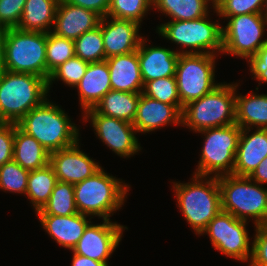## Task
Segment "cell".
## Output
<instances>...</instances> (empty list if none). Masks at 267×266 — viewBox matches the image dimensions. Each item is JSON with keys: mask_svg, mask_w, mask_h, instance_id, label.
<instances>
[{"mask_svg": "<svg viewBox=\"0 0 267 266\" xmlns=\"http://www.w3.org/2000/svg\"><path fill=\"white\" fill-rule=\"evenodd\" d=\"M249 178L260 185L267 184V156L260 162Z\"/></svg>", "mask_w": 267, "mask_h": 266, "instance_id": "7bdbcfd3", "label": "cell"}, {"mask_svg": "<svg viewBox=\"0 0 267 266\" xmlns=\"http://www.w3.org/2000/svg\"><path fill=\"white\" fill-rule=\"evenodd\" d=\"M42 228L60 246L72 249L82 237L87 225L91 222L89 216L76 213L69 216L38 215Z\"/></svg>", "mask_w": 267, "mask_h": 266, "instance_id": "44dd1931", "label": "cell"}, {"mask_svg": "<svg viewBox=\"0 0 267 266\" xmlns=\"http://www.w3.org/2000/svg\"><path fill=\"white\" fill-rule=\"evenodd\" d=\"M235 84V116L236 124L241 129H267V94L249 93L245 96L236 94ZM253 126V127H251Z\"/></svg>", "mask_w": 267, "mask_h": 266, "instance_id": "cb8c5ba5", "label": "cell"}, {"mask_svg": "<svg viewBox=\"0 0 267 266\" xmlns=\"http://www.w3.org/2000/svg\"><path fill=\"white\" fill-rule=\"evenodd\" d=\"M100 25L106 59L138 49L143 38L139 35L141 26L138 22L105 16Z\"/></svg>", "mask_w": 267, "mask_h": 266, "instance_id": "2e32d148", "label": "cell"}, {"mask_svg": "<svg viewBox=\"0 0 267 266\" xmlns=\"http://www.w3.org/2000/svg\"><path fill=\"white\" fill-rule=\"evenodd\" d=\"M89 62L74 56L57 67L48 79V92H50L51 84L55 80H61L67 86L75 87L84 76Z\"/></svg>", "mask_w": 267, "mask_h": 266, "instance_id": "d590c367", "label": "cell"}, {"mask_svg": "<svg viewBox=\"0 0 267 266\" xmlns=\"http://www.w3.org/2000/svg\"><path fill=\"white\" fill-rule=\"evenodd\" d=\"M142 94L167 104H181L175 76L158 78L144 84Z\"/></svg>", "mask_w": 267, "mask_h": 266, "instance_id": "e575fe53", "label": "cell"}, {"mask_svg": "<svg viewBox=\"0 0 267 266\" xmlns=\"http://www.w3.org/2000/svg\"><path fill=\"white\" fill-rule=\"evenodd\" d=\"M17 125L27 135L34 137L49 153L70 147L80 140L76 124L48 98L32 108Z\"/></svg>", "mask_w": 267, "mask_h": 266, "instance_id": "6da1fadb", "label": "cell"}, {"mask_svg": "<svg viewBox=\"0 0 267 266\" xmlns=\"http://www.w3.org/2000/svg\"><path fill=\"white\" fill-rule=\"evenodd\" d=\"M212 4V7L214 8V6L216 5V4H218L221 0H209Z\"/></svg>", "mask_w": 267, "mask_h": 266, "instance_id": "7dc6e473", "label": "cell"}, {"mask_svg": "<svg viewBox=\"0 0 267 266\" xmlns=\"http://www.w3.org/2000/svg\"><path fill=\"white\" fill-rule=\"evenodd\" d=\"M159 36L189 50L179 53L213 54L223 52L222 27L209 20V14L194 20L168 21L157 27ZM194 49V50H193Z\"/></svg>", "mask_w": 267, "mask_h": 266, "instance_id": "ba28073f", "label": "cell"}, {"mask_svg": "<svg viewBox=\"0 0 267 266\" xmlns=\"http://www.w3.org/2000/svg\"><path fill=\"white\" fill-rule=\"evenodd\" d=\"M75 56L89 63L106 60L101 25L74 40Z\"/></svg>", "mask_w": 267, "mask_h": 266, "instance_id": "1f68e13d", "label": "cell"}, {"mask_svg": "<svg viewBox=\"0 0 267 266\" xmlns=\"http://www.w3.org/2000/svg\"><path fill=\"white\" fill-rule=\"evenodd\" d=\"M106 61L109 67L112 90L142 93L144 83L141 77L137 50L110 57Z\"/></svg>", "mask_w": 267, "mask_h": 266, "instance_id": "7402d4cb", "label": "cell"}, {"mask_svg": "<svg viewBox=\"0 0 267 266\" xmlns=\"http://www.w3.org/2000/svg\"><path fill=\"white\" fill-rule=\"evenodd\" d=\"M78 89L81 109L85 112L94 108L102 97L112 90L107 61L89 63Z\"/></svg>", "mask_w": 267, "mask_h": 266, "instance_id": "603a6c76", "label": "cell"}, {"mask_svg": "<svg viewBox=\"0 0 267 266\" xmlns=\"http://www.w3.org/2000/svg\"><path fill=\"white\" fill-rule=\"evenodd\" d=\"M262 14L265 17V19L267 20V0H265V5H264V9H263Z\"/></svg>", "mask_w": 267, "mask_h": 266, "instance_id": "bcb514c9", "label": "cell"}, {"mask_svg": "<svg viewBox=\"0 0 267 266\" xmlns=\"http://www.w3.org/2000/svg\"><path fill=\"white\" fill-rule=\"evenodd\" d=\"M48 81L30 73H0V123L17 124L48 94Z\"/></svg>", "mask_w": 267, "mask_h": 266, "instance_id": "3957f363", "label": "cell"}, {"mask_svg": "<svg viewBox=\"0 0 267 266\" xmlns=\"http://www.w3.org/2000/svg\"><path fill=\"white\" fill-rule=\"evenodd\" d=\"M13 160L25 170L34 171L49 164L50 153L15 124Z\"/></svg>", "mask_w": 267, "mask_h": 266, "instance_id": "d4e9b609", "label": "cell"}, {"mask_svg": "<svg viewBox=\"0 0 267 266\" xmlns=\"http://www.w3.org/2000/svg\"><path fill=\"white\" fill-rule=\"evenodd\" d=\"M71 266H109L106 262L92 260L83 255H78L73 252Z\"/></svg>", "mask_w": 267, "mask_h": 266, "instance_id": "ee69618b", "label": "cell"}, {"mask_svg": "<svg viewBox=\"0 0 267 266\" xmlns=\"http://www.w3.org/2000/svg\"><path fill=\"white\" fill-rule=\"evenodd\" d=\"M4 70L30 73L47 80L46 33L5 29Z\"/></svg>", "mask_w": 267, "mask_h": 266, "instance_id": "52a82bcc", "label": "cell"}, {"mask_svg": "<svg viewBox=\"0 0 267 266\" xmlns=\"http://www.w3.org/2000/svg\"><path fill=\"white\" fill-rule=\"evenodd\" d=\"M36 215L69 216L78 213L74 199V184L58 181L48 202Z\"/></svg>", "mask_w": 267, "mask_h": 266, "instance_id": "f546056e", "label": "cell"}, {"mask_svg": "<svg viewBox=\"0 0 267 266\" xmlns=\"http://www.w3.org/2000/svg\"><path fill=\"white\" fill-rule=\"evenodd\" d=\"M101 16L96 12L59 0L53 30L55 35L75 40L83 33L95 29L100 24Z\"/></svg>", "mask_w": 267, "mask_h": 266, "instance_id": "e0dca14e", "label": "cell"}, {"mask_svg": "<svg viewBox=\"0 0 267 266\" xmlns=\"http://www.w3.org/2000/svg\"><path fill=\"white\" fill-rule=\"evenodd\" d=\"M125 229L128 228L117 222H111V220L102 219V224L90 222L72 252L95 261L108 263L107 261L118 247Z\"/></svg>", "mask_w": 267, "mask_h": 266, "instance_id": "5bb4252c", "label": "cell"}, {"mask_svg": "<svg viewBox=\"0 0 267 266\" xmlns=\"http://www.w3.org/2000/svg\"><path fill=\"white\" fill-rule=\"evenodd\" d=\"M59 0H26L19 29L48 33L53 28Z\"/></svg>", "mask_w": 267, "mask_h": 266, "instance_id": "484cf974", "label": "cell"}, {"mask_svg": "<svg viewBox=\"0 0 267 266\" xmlns=\"http://www.w3.org/2000/svg\"><path fill=\"white\" fill-rule=\"evenodd\" d=\"M265 0H221L214 6L219 17H231L242 14L262 13Z\"/></svg>", "mask_w": 267, "mask_h": 266, "instance_id": "8d00e7d4", "label": "cell"}, {"mask_svg": "<svg viewBox=\"0 0 267 266\" xmlns=\"http://www.w3.org/2000/svg\"><path fill=\"white\" fill-rule=\"evenodd\" d=\"M15 123H0V166L13 159Z\"/></svg>", "mask_w": 267, "mask_h": 266, "instance_id": "ab89813d", "label": "cell"}, {"mask_svg": "<svg viewBox=\"0 0 267 266\" xmlns=\"http://www.w3.org/2000/svg\"><path fill=\"white\" fill-rule=\"evenodd\" d=\"M146 38L141 39L138 51L140 72L143 83L148 81L175 76L179 51L161 46H147Z\"/></svg>", "mask_w": 267, "mask_h": 266, "instance_id": "d6986e66", "label": "cell"}, {"mask_svg": "<svg viewBox=\"0 0 267 266\" xmlns=\"http://www.w3.org/2000/svg\"><path fill=\"white\" fill-rule=\"evenodd\" d=\"M208 178L194 174L191 182H173L178 208L197 235L222 210L218 177Z\"/></svg>", "mask_w": 267, "mask_h": 266, "instance_id": "7a4b0ae2", "label": "cell"}, {"mask_svg": "<svg viewBox=\"0 0 267 266\" xmlns=\"http://www.w3.org/2000/svg\"><path fill=\"white\" fill-rule=\"evenodd\" d=\"M83 113L85 121L90 118L95 135L120 157L129 158L141 150L132 123L99 114L93 108Z\"/></svg>", "mask_w": 267, "mask_h": 266, "instance_id": "4fadbf2b", "label": "cell"}, {"mask_svg": "<svg viewBox=\"0 0 267 266\" xmlns=\"http://www.w3.org/2000/svg\"><path fill=\"white\" fill-rule=\"evenodd\" d=\"M217 55L180 53L175 77L181 108L210 93L221 83H215Z\"/></svg>", "mask_w": 267, "mask_h": 266, "instance_id": "30bf717a", "label": "cell"}, {"mask_svg": "<svg viewBox=\"0 0 267 266\" xmlns=\"http://www.w3.org/2000/svg\"><path fill=\"white\" fill-rule=\"evenodd\" d=\"M221 209L240 220L254 219V226L267 223V188L247 176L218 177Z\"/></svg>", "mask_w": 267, "mask_h": 266, "instance_id": "5b68a950", "label": "cell"}, {"mask_svg": "<svg viewBox=\"0 0 267 266\" xmlns=\"http://www.w3.org/2000/svg\"><path fill=\"white\" fill-rule=\"evenodd\" d=\"M228 19L223 33V54H231L243 59L256 55L258 50L267 44L264 36L267 20L262 13L242 14Z\"/></svg>", "mask_w": 267, "mask_h": 266, "instance_id": "8fae6325", "label": "cell"}, {"mask_svg": "<svg viewBox=\"0 0 267 266\" xmlns=\"http://www.w3.org/2000/svg\"><path fill=\"white\" fill-rule=\"evenodd\" d=\"M129 185L107 174L103 168L93 176L74 184V199L78 213L110 220L124 205Z\"/></svg>", "mask_w": 267, "mask_h": 266, "instance_id": "277c9868", "label": "cell"}, {"mask_svg": "<svg viewBox=\"0 0 267 266\" xmlns=\"http://www.w3.org/2000/svg\"><path fill=\"white\" fill-rule=\"evenodd\" d=\"M4 39L5 29L0 28V73L4 70Z\"/></svg>", "mask_w": 267, "mask_h": 266, "instance_id": "f6af8a7d", "label": "cell"}, {"mask_svg": "<svg viewBox=\"0 0 267 266\" xmlns=\"http://www.w3.org/2000/svg\"><path fill=\"white\" fill-rule=\"evenodd\" d=\"M247 221L237 219L231 213L220 211L201 232L207 234L214 249L239 261L251 260L252 247L246 230Z\"/></svg>", "mask_w": 267, "mask_h": 266, "instance_id": "7c38bea8", "label": "cell"}, {"mask_svg": "<svg viewBox=\"0 0 267 266\" xmlns=\"http://www.w3.org/2000/svg\"><path fill=\"white\" fill-rule=\"evenodd\" d=\"M26 0H0V28H17Z\"/></svg>", "mask_w": 267, "mask_h": 266, "instance_id": "74e56055", "label": "cell"}, {"mask_svg": "<svg viewBox=\"0 0 267 266\" xmlns=\"http://www.w3.org/2000/svg\"><path fill=\"white\" fill-rule=\"evenodd\" d=\"M181 104H167L140 94L133 125L136 132L148 133L167 124L181 125Z\"/></svg>", "mask_w": 267, "mask_h": 266, "instance_id": "ac0fdd59", "label": "cell"}, {"mask_svg": "<svg viewBox=\"0 0 267 266\" xmlns=\"http://www.w3.org/2000/svg\"><path fill=\"white\" fill-rule=\"evenodd\" d=\"M236 123L235 84H220L183 107L181 125L195 132Z\"/></svg>", "mask_w": 267, "mask_h": 266, "instance_id": "8992f818", "label": "cell"}, {"mask_svg": "<svg viewBox=\"0 0 267 266\" xmlns=\"http://www.w3.org/2000/svg\"><path fill=\"white\" fill-rule=\"evenodd\" d=\"M76 6L96 12L101 17L107 16L110 0H65Z\"/></svg>", "mask_w": 267, "mask_h": 266, "instance_id": "b9f144b4", "label": "cell"}, {"mask_svg": "<svg viewBox=\"0 0 267 266\" xmlns=\"http://www.w3.org/2000/svg\"><path fill=\"white\" fill-rule=\"evenodd\" d=\"M209 0H152L153 9L172 18L170 21L194 20L208 15Z\"/></svg>", "mask_w": 267, "mask_h": 266, "instance_id": "83f0119b", "label": "cell"}, {"mask_svg": "<svg viewBox=\"0 0 267 266\" xmlns=\"http://www.w3.org/2000/svg\"><path fill=\"white\" fill-rule=\"evenodd\" d=\"M205 141L194 174L220 177L233 173L241 128L236 124L199 131Z\"/></svg>", "mask_w": 267, "mask_h": 266, "instance_id": "9c48e42d", "label": "cell"}, {"mask_svg": "<svg viewBox=\"0 0 267 266\" xmlns=\"http://www.w3.org/2000/svg\"><path fill=\"white\" fill-rule=\"evenodd\" d=\"M58 182L53 167L48 164L41 169L30 171L26 194L35 211H39L48 202Z\"/></svg>", "mask_w": 267, "mask_h": 266, "instance_id": "f1b7e54d", "label": "cell"}, {"mask_svg": "<svg viewBox=\"0 0 267 266\" xmlns=\"http://www.w3.org/2000/svg\"><path fill=\"white\" fill-rule=\"evenodd\" d=\"M255 236L251 244L252 256L249 266H267V223L255 226Z\"/></svg>", "mask_w": 267, "mask_h": 266, "instance_id": "f35d334b", "label": "cell"}, {"mask_svg": "<svg viewBox=\"0 0 267 266\" xmlns=\"http://www.w3.org/2000/svg\"><path fill=\"white\" fill-rule=\"evenodd\" d=\"M241 129L233 175L249 177L267 156V129Z\"/></svg>", "mask_w": 267, "mask_h": 266, "instance_id": "ffe728a7", "label": "cell"}, {"mask_svg": "<svg viewBox=\"0 0 267 266\" xmlns=\"http://www.w3.org/2000/svg\"><path fill=\"white\" fill-rule=\"evenodd\" d=\"M140 94L110 90L93 109L99 114L133 123Z\"/></svg>", "mask_w": 267, "mask_h": 266, "instance_id": "4316f807", "label": "cell"}, {"mask_svg": "<svg viewBox=\"0 0 267 266\" xmlns=\"http://www.w3.org/2000/svg\"><path fill=\"white\" fill-rule=\"evenodd\" d=\"M30 171L13 159L0 166V189L4 192L26 194Z\"/></svg>", "mask_w": 267, "mask_h": 266, "instance_id": "836d02e7", "label": "cell"}, {"mask_svg": "<svg viewBox=\"0 0 267 266\" xmlns=\"http://www.w3.org/2000/svg\"><path fill=\"white\" fill-rule=\"evenodd\" d=\"M79 148L78 141L70 147L50 153L49 164L53 167L58 181L76 184L93 176L102 168Z\"/></svg>", "mask_w": 267, "mask_h": 266, "instance_id": "9a60e30c", "label": "cell"}, {"mask_svg": "<svg viewBox=\"0 0 267 266\" xmlns=\"http://www.w3.org/2000/svg\"><path fill=\"white\" fill-rule=\"evenodd\" d=\"M250 73L259 81V85L267 83V44L261 47L256 55L251 56L248 60Z\"/></svg>", "mask_w": 267, "mask_h": 266, "instance_id": "60d3db41", "label": "cell"}, {"mask_svg": "<svg viewBox=\"0 0 267 266\" xmlns=\"http://www.w3.org/2000/svg\"><path fill=\"white\" fill-rule=\"evenodd\" d=\"M152 0H110L107 16L141 22L151 10Z\"/></svg>", "mask_w": 267, "mask_h": 266, "instance_id": "d6a6232c", "label": "cell"}, {"mask_svg": "<svg viewBox=\"0 0 267 266\" xmlns=\"http://www.w3.org/2000/svg\"><path fill=\"white\" fill-rule=\"evenodd\" d=\"M74 56V40L60 37L51 31L46 33L47 81L57 67Z\"/></svg>", "mask_w": 267, "mask_h": 266, "instance_id": "4dcf8cb0", "label": "cell"}]
</instances>
